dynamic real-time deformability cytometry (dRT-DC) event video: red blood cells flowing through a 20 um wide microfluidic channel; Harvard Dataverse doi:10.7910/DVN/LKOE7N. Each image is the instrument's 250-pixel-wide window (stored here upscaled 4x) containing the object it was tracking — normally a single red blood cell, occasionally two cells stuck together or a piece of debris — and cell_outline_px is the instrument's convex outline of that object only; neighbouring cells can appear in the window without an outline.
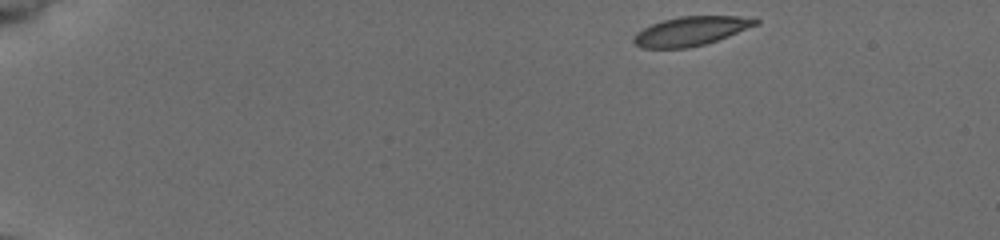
{"species": "common noctule bat (a hibernating species)", "species_latin": "Nyctalus noctula", "temperature_condition": "cold", "stored_images_in_passage": 47, "camera_frame_rate_fps": 3000, "um_per_image_px": 0.085, "animal": {"sex": "female", "body_mass_g": 19.5, "forearm_length_mm": 54.1}, "frame": {"image": 1, "passage_image": 1, "time_ms": 0.0, "image_size_px": [1000, 240], "cell_outline_px": [[760, 24], [728, 36], [704, 44], [688, 48], [644, 48], [636, 44], [632, 40], [636, 32], [652, 24], [664, 20], [680, 16], [736, 16], [760, 20]], "centroid_in_image_um": [58.72, 2.64], "position_along_channel_um": 26.3, "area_um2": 20.46}}
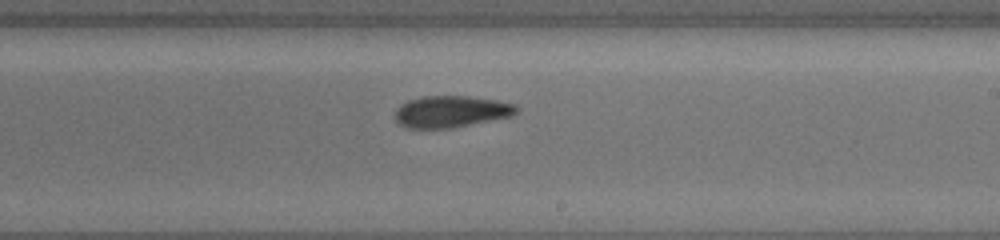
{"frame": {"image": 2, "passage_image": 27, "time_ms": 8.667, "image_size_px": [1000, 240], "cell_outline_px": [[520, 108], [512, 116], [452, 128], [404, 128], [396, 120], [396, 112], [400, 104], [408, 100], [420, 96], [468, 96], [496, 100], [516, 104]], "centroid_in_image_um": [38.35, 9.48], "position_along_channel_um": 250.6, "area_um2": 22.48}}
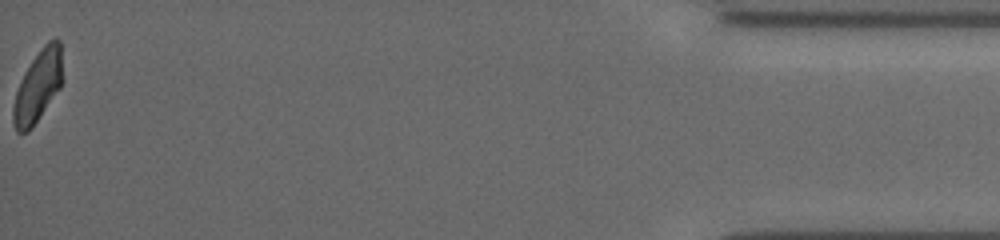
{"frame": {"image": 3, "passage_image": 47, "time_ms": 15.333, "image_size_px": [1000, 240], "cell_outline_px": [[60, 88], [32, 128], [28, 132], [16, 132], [12, 120], [12, 108], [16, 92], [24, 72], [32, 60], [44, 44], [48, 40], [60, 40]], "centroid_in_image_um": [3.17, 7.39], "position_along_channel_um": 432.0, "area_um2": 20.06}, "authors_computed_cell_mechanics": {"area_um2": 22.0218, "velocity_mm_per_s": 3.9025, "shape_relaxation_time_tau1_ms": 3.8383, "shape_relaxation_time_tau2_ms": 2.5828, "deformation_change_tau1": 0.1224, "deformation_change_tau2": 0.0714}}